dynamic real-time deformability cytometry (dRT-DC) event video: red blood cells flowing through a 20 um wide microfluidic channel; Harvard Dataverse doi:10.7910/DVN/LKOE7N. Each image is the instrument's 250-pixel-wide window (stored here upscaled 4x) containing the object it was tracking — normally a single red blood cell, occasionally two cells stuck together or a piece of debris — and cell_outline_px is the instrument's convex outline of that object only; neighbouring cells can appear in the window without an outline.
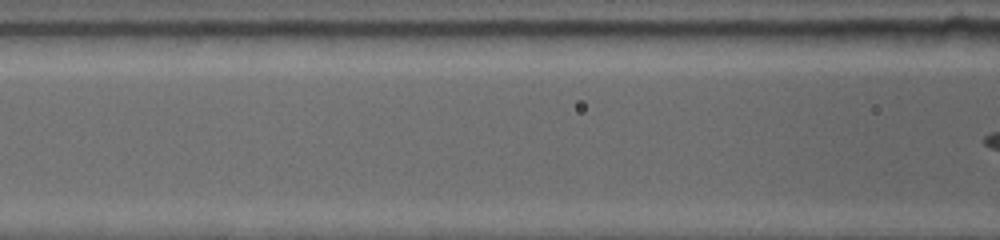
{"species": "common noctule bat (a hibernating species)", "species_latin": "Nyctalus noctula", "temperature_condition": "warm", "stored_images_in_passage": 3, "camera_frame_rate_fps": 4500, "um_per_image_px": 0.085, "animal": {"sex": "female", "body_mass_g": 19.0, "forearm_length_mm": 53.3}, "frame": {"image": 1, "passage_image": 3, "time_ms": 1.556, "image_size_px": [1000, 240], "cell_outline_px": [[876, 196], [868, 200], [856, 204], [808, 204], [728, 200], [728, 196], [736, 192], [864, 192]], "centroid_in_image_um": [68.29, 16.78], "position_along_channel_um": 98.3, "area_um2": 10.87}}